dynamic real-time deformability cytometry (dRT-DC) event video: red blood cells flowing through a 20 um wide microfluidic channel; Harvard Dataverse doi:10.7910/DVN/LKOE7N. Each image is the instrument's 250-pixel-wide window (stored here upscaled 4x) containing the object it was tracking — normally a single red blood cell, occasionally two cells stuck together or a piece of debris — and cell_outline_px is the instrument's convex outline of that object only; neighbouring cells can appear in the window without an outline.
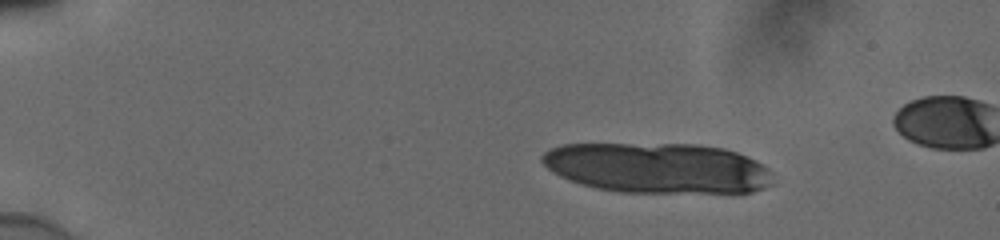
{"species": "human", "species_latin": "Homo sapiens", "temperature_condition": "cold", "stored_images_in_passage": 11, "camera_frame_rate_fps": 3000, "um_per_image_px": 0.085, "donor": {"sex": "male"}, "frame": {"image": 1, "passage_image": 1, "time_ms": 0.0, "image_size_px": [1000, 240], "cell_outline_px": [[776, 184], [752, 192], [620, 192], [596, 188], [580, 184], [568, 180], [560, 176], [548, 168], [540, 160], [540, 156], [544, 152], [560, 144], [700, 144], [724, 148], [736, 152], [756, 160], [768, 168]], "centroid_in_image_um": [55.91, 14.27], "position_along_channel_um": 29.1, "area_um2": 68.15}}